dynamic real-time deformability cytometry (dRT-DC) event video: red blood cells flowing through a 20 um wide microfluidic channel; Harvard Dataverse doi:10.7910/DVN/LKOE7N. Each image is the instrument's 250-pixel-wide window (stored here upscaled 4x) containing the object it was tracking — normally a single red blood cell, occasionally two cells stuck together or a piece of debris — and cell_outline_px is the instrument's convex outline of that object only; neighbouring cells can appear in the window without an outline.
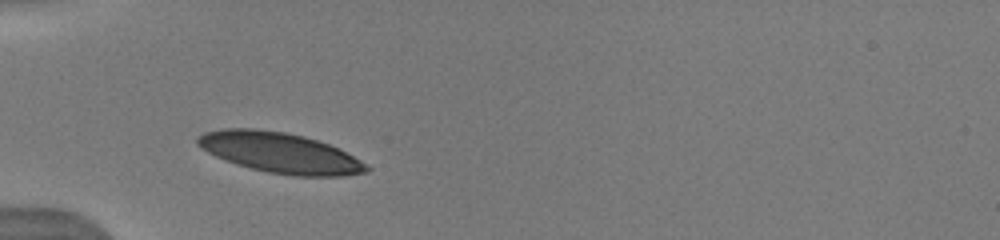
{"species": "human", "species_latin": "Homo sapiens", "temperature_condition": "warm", "stored_images_in_passage": 19, "camera_frame_rate_fps": 3000, "um_per_image_px": 0.085, "donor": {"sex": "male"}, "frame": {"image": 1, "passage_image": 1, "time_ms": 0.0, "image_size_px": [1000, 240], "cell_outline_px": [[372, 168], [368, 172], [344, 176], [296, 176], [268, 172], [236, 164], [216, 156], [208, 152], [196, 144], [196, 136], [204, 132], [224, 128], [256, 128], [288, 132], [304, 136], [328, 144], [360, 160]], "centroid_in_image_um": [23.77, 12.97], "position_along_channel_um": 61.2, "area_um2": 39.71}}
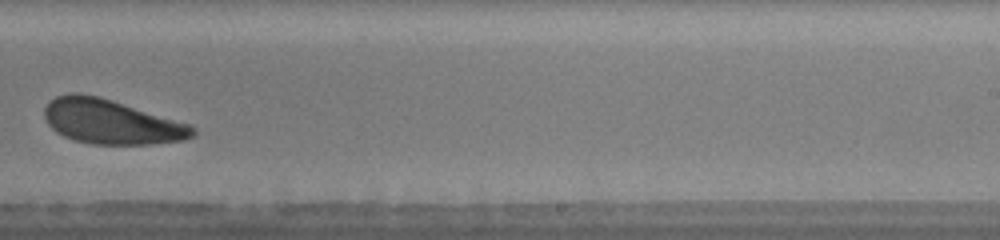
{"frame": {"image": 2, "passage_image": 11, "time_ms": 5.667, "image_size_px": [1000, 240], "cell_outline_px": [[196, 136], [184, 140], [152, 144], [92, 144], [72, 140], [56, 132], [48, 124], [44, 116], [44, 108], [56, 96], [68, 92], [80, 92], [100, 96], [192, 124], [196, 128]], "centroid_in_image_um": [9.48, 10.34], "position_along_channel_um": 279.5, "area_um2": 39.02}, "authors_computed_cell_mechanics": {"area_um2": 39.015, "velocity_mm_per_s": 4.0142, "shape_relaxation_time_tau1_ms": 1.6229, "shape_relaxation_time_tau2_ms": null, "deformation_change_tau1": 0.0893, "deformation_change_tau2": null}}